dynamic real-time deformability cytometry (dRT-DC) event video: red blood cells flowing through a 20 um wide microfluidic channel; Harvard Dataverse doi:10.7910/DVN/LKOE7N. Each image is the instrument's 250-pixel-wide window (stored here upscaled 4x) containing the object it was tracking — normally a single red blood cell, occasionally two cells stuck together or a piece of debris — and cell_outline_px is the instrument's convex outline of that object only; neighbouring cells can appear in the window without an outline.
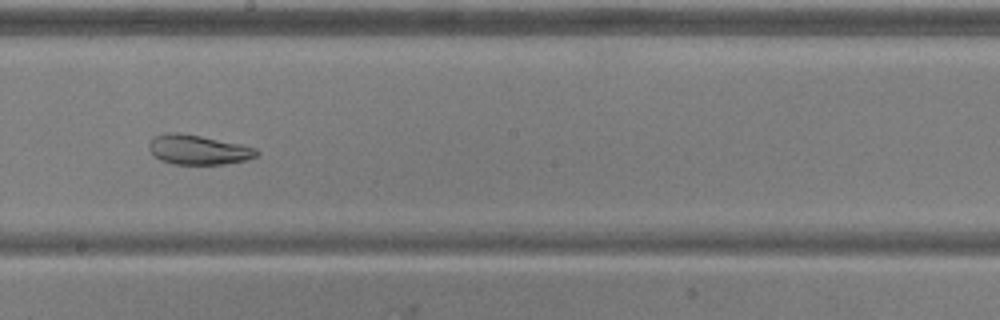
{"species": "common noctule bat (a hibernating species)", "species_latin": "Nyctalus noctula", "temperature_condition": "warm", "stored_images_in_passage": 52, "camera_frame_rate_fps": 3000, "um_per_image_px": 0.085, "animal": {"sex": "male", "body_mass_g": 20.5, "forearm_length_mm": 52.5}, "frame": {"image": 1, "passage_image": 30, "time_ms": 9.667, "image_size_px": [1000, 320], "cell_outline_px": [[260, 152], [256, 156], [244, 160], [224, 164], [172, 164], [160, 160], [148, 148], [148, 144], [152, 136], [164, 132], [176, 132], [200, 136], [240, 144], [256, 148]], "centroid_in_image_um": [16.8, 12.72], "position_along_channel_um": 231.4, "area_um2": 18.55}, "authors_computed_cell_mechanics": {"area_um2": 27.1371, "velocity_mm_per_s": 3.9318, "shape_relaxation_time_tau1_ms": null, "shape_relaxation_time_tau2_ms": 2.4476, "deformation_change_tau1": null, "deformation_change_tau2": 0.0641}}